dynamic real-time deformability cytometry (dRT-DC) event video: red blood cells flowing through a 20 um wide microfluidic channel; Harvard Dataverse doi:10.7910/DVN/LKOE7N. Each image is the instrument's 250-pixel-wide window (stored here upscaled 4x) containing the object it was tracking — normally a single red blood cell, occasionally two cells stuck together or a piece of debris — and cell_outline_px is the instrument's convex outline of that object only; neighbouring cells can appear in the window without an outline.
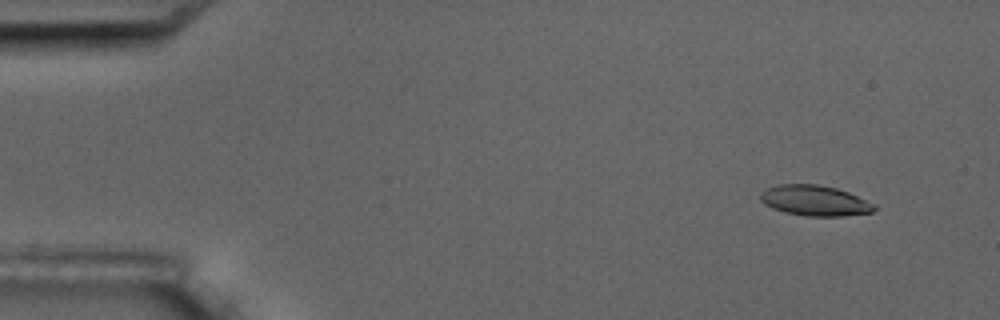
{"species": "common noctule bat (a hibernating species)", "species_latin": "Nyctalus noctula", "temperature_condition": "room temperature", "stored_images_in_passage": 9, "camera_frame_rate_fps": 3000, "um_per_image_px": 0.085, "animal": {"sex": "male", "body_mass_g": 17.5, "forearm_length_mm": 52.3}, "frame": {"image": 1, "passage_image": 2, "time_ms": 1.0, "image_size_px": [1000, 320], "cell_outline_px": [[876, 208], [872, 212], [844, 216], [808, 216], [784, 212], [772, 208], [764, 204], [760, 200], [760, 192], [776, 184], [816, 184], [836, 188], [848, 192], [876, 204]], "centroid_in_image_um": [69.25, 17.05], "position_along_channel_um": 15.8, "area_um2": 20.29}}
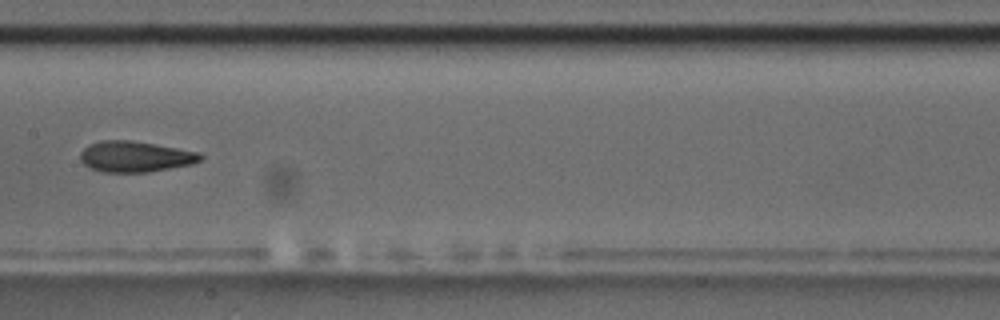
{"frame": {"image": 2, "passage_image": 9, "time_ms": 9.0, "image_size_px": [1000, 320], "cell_outline_px": [[204, 156], [200, 160], [192, 164], [148, 172], [104, 172], [92, 168], [84, 164], [80, 160], [80, 152], [88, 144], [100, 140], [132, 140], [200, 152]], "centroid_in_image_um": [11.48, 13.3], "position_along_channel_um": 195.9, "area_um2": 21.62}}